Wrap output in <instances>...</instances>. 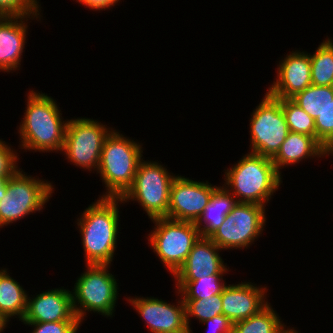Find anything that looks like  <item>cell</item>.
I'll use <instances>...</instances> for the list:
<instances>
[{
  "mask_svg": "<svg viewBox=\"0 0 333 333\" xmlns=\"http://www.w3.org/2000/svg\"><path fill=\"white\" fill-rule=\"evenodd\" d=\"M40 92L29 89L25 95V112L16 129L21 140L18 147L25 150L23 153L32 150L61 153L69 119L62 117L56 99Z\"/></svg>",
  "mask_w": 333,
  "mask_h": 333,
  "instance_id": "6da1fadb",
  "label": "cell"
},
{
  "mask_svg": "<svg viewBox=\"0 0 333 333\" xmlns=\"http://www.w3.org/2000/svg\"><path fill=\"white\" fill-rule=\"evenodd\" d=\"M121 198H97L76 219L86 264L111 265L119 237Z\"/></svg>",
  "mask_w": 333,
  "mask_h": 333,
  "instance_id": "7a4b0ae2",
  "label": "cell"
},
{
  "mask_svg": "<svg viewBox=\"0 0 333 333\" xmlns=\"http://www.w3.org/2000/svg\"><path fill=\"white\" fill-rule=\"evenodd\" d=\"M224 186L237 202L265 206L282 185L284 175L271 158L248 152L237 163L224 170Z\"/></svg>",
  "mask_w": 333,
  "mask_h": 333,
  "instance_id": "3957f363",
  "label": "cell"
},
{
  "mask_svg": "<svg viewBox=\"0 0 333 333\" xmlns=\"http://www.w3.org/2000/svg\"><path fill=\"white\" fill-rule=\"evenodd\" d=\"M143 143L126 137L115 128L106 137L97 173L105 192L99 198H122L131 188L143 157Z\"/></svg>",
  "mask_w": 333,
  "mask_h": 333,
  "instance_id": "277c9868",
  "label": "cell"
},
{
  "mask_svg": "<svg viewBox=\"0 0 333 333\" xmlns=\"http://www.w3.org/2000/svg\"><path fill=\"white\" fill-rule=\"evenodd\" d=\"M112 265L86 264L85 271L75 281L72 293V305L75 316L81 323L89 312L98 313L106 318L115 315L118 304L119 285Z\"/></svg>",
  "mask_w": 333,
  "mask_h": 333,
  "instance_id": "5b68a950",
  "label": "cell"
},
{
  "mask_svg": "<svg viewBox=\"0 0 333 333\" xmlns=\"http://www.w3.org/2000/svg\"><path fill=\"white\" fill-rule=\"evenodd\" d=\"M52 181L26 174L20 168L7 182L5 197L0 200V228L43 212L55 191Z\"/></svg>",
  "mask_w": 333,
  "mask_h": 333,
  "instance_id": "8992f818",
  "label": "cell"
},
{
  "mask_svg": "<svg viewBox=\"0 0 333 333\" xmlns=\"http://www.w3.org/2000/svg\"><path fill=\"white\" fill-rule=\"evenodd\" d=\"M158 160L140 162L133 185L121 198L123 204L135 201L152 220L166 217L170 201V188L177 176Z\"/></svg>",
  "mask_w": 333,
  "mask_h": 333,
  "instance_id": "52a82bcc",
  "label": "cell"
},
{
  "mask_svg": "<svg viewBox=\"0 0 333 333\" xmlns=\"http://www.w3.org/2000/svg\"><path fill=\"white\" fill-rule=\"evenodd\" d=\"M148 247L159 257L160 262L173 276L185 263L200 233L194 222L178 221L166 217L151 220Z\"/></svg>",
  "mask_w": 333,
  "mask_h": 333,
  "instance_id": "ba28073f",
  "label": "cell"
},
{
  "mask_svg": "<svg viewBox=\"0 0 333 333\" xmlns=\"http://www.w3.org/2000/svg\"><path fill=\"white\" fill-rule=\"evenodd\" d=\"M103 124L86 117L68 120L61 152L68 163L89 172H97L104 141L113 130V127Z\"/></svg>",
  "mask_w": 333,
  "mask_h": 333,
  "instance_id": "9c48e42d",
  "label": "cell"
},
{
  "mask_svg": "<svg viewBox=\"0 0 333 333\" xmlns=\"http://www.w3.org/2000/svg\"><path fill=\"white\" fill-rule=\"evenodd\" d=\"M266 209L259 204L238 202L210 239L223 251L250 248L265 230Z\"/></svg>",
  "mask_w": 333,
  "mask_h": 333,
  "instance_id": "30bf717a",
  "label": "cell"
},
{
  "mask_svg": "<svg viewBox=\"0 0 333 333\" xmlns=\"http://www.w3.org/2000/svg\"><path fill=\"white\" fill-rule=\"evenodd\" d=\"M263 96L250 115L249 152L272 158L290 131L281 108V99L267 92Z\"/></svg>",
  "mask_w": 333,
  "mask_h": 333,
  "instance_id": "8fae6325",
  "label": "cell"
},
{
  "mask_svg": "<svg viewBox=\"0 0 333 333\" xmlns=\"http://www.w3.org/2000/svg\"><path fill=\"white\" fill-rule=\"evenodd\" d=\"M175 292L179 297L175 304L152 296H127L124 299L142 317L150 333H190L186 324L185 303L179 291Z\"/></svg>",
  "mask_w": 333,
  "mask_h": 333,
  "instance_id": "7c38bea8",
  "label": "cell"
},
{
  "mask_svg": "<svg viewBox=\"0 0 333 333\" xmlns=\"http://www.w3.org/2000/svg\"><path fill=\"white\" fill-rule=\"evenodd\" d=\"M216 185L177 175L170 188V201L166 218L196 222L207 206Z\"/></svg>",
  "mask_w": 333,
  "mask_h": 333,
  "instance_id": "4fadbf2b",
  "label": "cell"
},
{
  "mask_svg": "<svg viewBox=\"0 0 333 333\" xmlns=\"http://www.w3.org/2000/svg\"><path fill=\"white\" fill-rule=\"evenodd\" d=\"M284 56L277 65L275 81L266 90L276 99H291L312 84L309 53L297 49Z\"/></svg>",
  "mask_w": 333,
  "mask_h": 333,
  "instance_id": "5bb4252c",
  "label": "cell"
},
{
  "mask_svg": "<svg viewBox=\"0 0 333 333\" xmlns=\"http://www.w3.org/2000/svg\"><path fill=\"white\" fill-rule=\"evenodd\" d=\"M23 323L80 322L75 316L72 293L63 287L41 291L32 297L28 294Z\"/></svg>",
  "mask_w": 333,
  "mask_h": 333,
  "instance_id": "9a60e30c",
  "label": "cell"
},
{
  "mask_svg": "<svg viewBox=\"0 0 333 333\" xmlns=\"http://www.w3.org/2000/svg\"><path fill=\"white\" fill-rule=\"evenodd\" d=\"M267 286L248 281L227 284L221 293L223 315L233 324L258 314L268 304Z\"/></svg>",
  "mask_w": 333,
  "mask_h": 333,
  "instance_id": "2e32d148",
  "label": "cell"
},
{
  "mask_svg": "<svg viewBox=\"0 0 333 333\" xmlns=\"http://www.w3.org/2000/svg\"><path fill=\"white\" fill-rule=\"evenodd\" d=\"M42 15L0 16V72L13 73L20 70L28 20L41 22Z\"/></svg>",
  "mask_w": 333,
  "mask_h": 333,
  "instance_id": "e0dca14e",
  "label": "cell"
},
{
  "mask_svg": "<svg viewBox=\"0 0 333 333\" xmlns=\"http://www.w3.org/2000/svg\"><path fill=\"white\" fill-rule=\"evenodd\" d=\"M221 251L210 238L199 237L172 278L174 281H194L214 274H229V266L219 254Z\"/></svg>",
  "mask_w": 333,
  "mask_h": 333,
  "instance_id": "ac0fdd59",
  "label": "cell"
},
{
  "mask_svg": "<svg viewBox=\"0 0 333 333\" xmlns=\"http://www.w3.org/2000/svg\"><path fill=\"white\" fill-rule=\"evenodd\" d=\"M331 156L312 136L289 132L278 152L271 158L276 170L282 175V169L296 165L305 159Z\"/></svg>",
  "mask_w": 333,
  "mask_h": 333,
  "instance_id": "d6986e66",
  "label": "cell"
},
{
  "mask_svg": "<svg viewBox=\"0 0 333 333\" xmlns=\"http://www.w3.org/2000/svg\"><path fill=\"white\" fill-rule=\"evenodd\" d=\"M221 185L213 190L207 206L195 222L200 237L210 238L238 203L232 193L223 184Z\"/></svg>",
  "mask_w": 333,
  "mask_h": 333,
  "instance_id": "ffe728a7",
  "label": "cell"
},
{
  "mask_svg": "<svg viewBox=\"0 0 333 333\" xmlns=\"http://www.w3.org/2000/svg\"><path fill=\"white\" fill-rule=\"evenodd\" d=\"M28 293L16 279L10 276L8 269H0V313L9 322L14 317L19 321L24 318Z\"/></svg>",
  "mask_w": 333,
  "mask_h": 333,
  "instance_id": "44dd1931",
  "label": "cell"
},
{
  "mask_svg": "<svg viewBox=\"0 0 333 333\" xmlns=\"http://www.w3.org/2000/svg\"><path fill=\"white\" fill-rule=\"evenodd\" d=\"M272 307L269 303L258 314L234 323L232 333H285L290 326L283 323Z\"/></svg>",
  "mask_w": 333,
  "mask_h": 333,
  "instance_id": "7402d4cb",
  "label": "cell"
},
{
  "mask_svg": "<svg viewBox=\"0 0 333 333\" xmlns=\"http://www.w3.org/2000/svg\"><path fill=\"white\" fill-rule=\"evenodd\" d=\"M311 80L316 86H333V39L325 38L312 54Z\"/></svg>",
  "mask_w": 333,
  "mask_h": 333,
  "instance_id": "603a6c76",
  "label": "cell"
},
{
  "mask_svg": "<svg viewBox=\"0 0 333 333\" xmlns=\"http://www.w3.org/2000/svg\"><path fill=\"white\" fill-rule=\"evenodd\" d=\"M227 274H214L194 281H175V289L179 291L182 299H204L221 294L227 286L223 276Z\"/></svg>",
  "mask_w": 333,
  "mask_h": 333,
  "instance_id": "cb8c5ba5",
  "label": "cell"
},
{
  "mask_svg": "<svg viewBox=\"0 0 333 333\" xmlns=\"http://www.w3.org/2000/svg\"><path fill=\"white\" fill-rule=\"evenodd\" d=\"M291 99L315 120L333 101V86L311 84Z\"/></svg>",
  "mask_w": 333,
  "mask_h": 333,
  "instance_id": "d4e9b609",
  "label": "cell"
},
{
  "mask_svg": "<svg viewBox=\"0 0 333 333\" xmlns=\"http://www.w3.org/2000/svg\"><path fill=\"white\" fill-rule=\"evenodd\" d=\"M183 302L185 303L186 324L190 333H193L190 327L191 318L198 319L199 323H202L204 320L223 314L221 294L204 299H183Z\"/></svg>",
  "mask_w": 333,
  "mask_h": 333,
  "instance_id": "484cf974",
  "label": "cell"
},
{
  "mask_svg": "<svg viewBox=\"0 0 333 333\" xmlns=\"http://www.w3.org/2000/svg\"><path fill=\"white\" fill-rule=\"evenodd\" d=\"M281 108L290 132L306 134L316 140L315 120L298 104L292 99H281Z\"/></svg>",
  "mask_w": 333,
  "mask_h": 333,
  "instance_id": "4316f807",
  "label": "cell"
},
{
  "mask_svg": "<svg viewBox=\"0 0 333 333\" xmlns=\"http://www.w3.org/2000/svg\"><path fill=\"white\" fill-rule=\"evenodd\" d=\"M316 141L333 156V101L315 119Z\"/></svg>",
  "mask_w": 333,
  "mask_h": 333,
  "instance_id": "83f0119b",
  "label": "cell"
},
{
  "mask_svg": "<svg viewBox=\"0 0 333 333\" xmlns=\"http://www.w3.org/2000/svg\"><path fill=\"white\" fill-rule=\"evenodd\" d=\"M40 0H0V16L41 15Z\"/></svg>",
  "mask_w": 333,
  "mask_h": 333,
  "instance_id": "f1b7e54d",
  "label": "cell"
},
{
  "mask_svg": "<svg viewBox=\"0 0 333 333\" xmlns=\"http://www.w3.org/2000/svg\"><path fill=\"white\" fill-rule=\"evenodd\" d=\"M17 151L11 144L0 139V177H11L20 169L18 165L20 155Z\"/></svg>",
  "mask_w": 333,
  "mask_h": 333,
  "instance_id": "f546056e",
  "label": "cell"
},
{
  "mask_svg": "<svg viewBox=\"0 0 333 333\" xmlns=\"http://www.w3.org/2000/svg\"><path fill=\"white\" fill-rule=\"evenodd\" d=\"M32 327L30 333H78L81 322H44V323H23ZM79 328V329H78Z\"/></svg>",
  "mask_w": 333,
  "mask_h": 333,
  "instance_id": "4dcf8cb0",
  "label": "cell"
},
{
  "mask_svg": "<svg viewBox=\"0 0 333 333\" xmlns=\"http://www.w3.org/2000/svg\"><path fill=\"white\" fill-rule=\"evenodd\" d=\"M201 324L209 327L207 333H232L233 323L223 314L204 320Z\"/></svg>",
  "mask_w": 333,
  "mask_h": 333,
  "instance_id": "1f68e13d",
  "label": "cell"
},
{
  "mask_svg": "<svg viewBox=\"0 0 333 333\" xmlns=\"http://www.w3.org/2000/svg\"><path fill=\"white\" fill-rule=\"evenodd\" d=\"M121 0H76L80 6H84L92 11H105L110 10L114 6L118 5ZM119 2V3H118Z\"/></svg>",
  "mask_w": 333,
  "mask_h": 333,
  "instance_id": "d6a6232c",
  "label": "cell"
},
{
  "mask_svg": "<svg viewBox=\"0 0 333 333\" xmlns=\"http://www.w3.org/2000/svg\"><path fill=\"white\" fill-rule=\"evenodd\" d=\"M9 321L0 313V333L4 332V329L8 327Z\"/></svg>",
  "mask_w": 333,
  "mask_h": 333,
  "instance_id": "836d02e7",
  "label": "cell"
},
{
  "mask_svg": "<svg viewBox=\"0 0 333 333\" xmlns=\"http://www.w3.org/2000/svg\"><path fill=\"white\" fill-rule=\"evenodd\" d=\"M10 177H0V187H7V182Z\"/></svg>",
  "mask_w": 333,
  "mask_h": 333,
  "instance_id": "e575fe53",
  "label": "cell"
},
{
  "mask_svg": "<svg viewBox=\"0 0 333 333\" xmlns=\"http://www.w3.org/2000/svg\"><path fill=\"white\" fill-rule=\"evenodd\" d=\"M7 187H0V200L5 197ZM1 206V203H0Z\"/></svg>",
  "mask_w": 333,
  "mask_h": 333,
  "instance_id": "d590c367",
  "label": "cell"
},
{
  "mask_svg": "<svg viewBox=\"0 0 333 333\" xmlns=\"http://www.w3.org/2000/svg\"><path fill=\"white\" fill-rule=\"evenodd\" d=\"M298 332L299 331H297L295 327H290V328H288V330L285 333H298Z\"/></svg>",
  "mask_w": 333,
  "mask_h": 333,
  "instance_id": "8d00e7d4",
  "label": "cell"
}]
</instances>
